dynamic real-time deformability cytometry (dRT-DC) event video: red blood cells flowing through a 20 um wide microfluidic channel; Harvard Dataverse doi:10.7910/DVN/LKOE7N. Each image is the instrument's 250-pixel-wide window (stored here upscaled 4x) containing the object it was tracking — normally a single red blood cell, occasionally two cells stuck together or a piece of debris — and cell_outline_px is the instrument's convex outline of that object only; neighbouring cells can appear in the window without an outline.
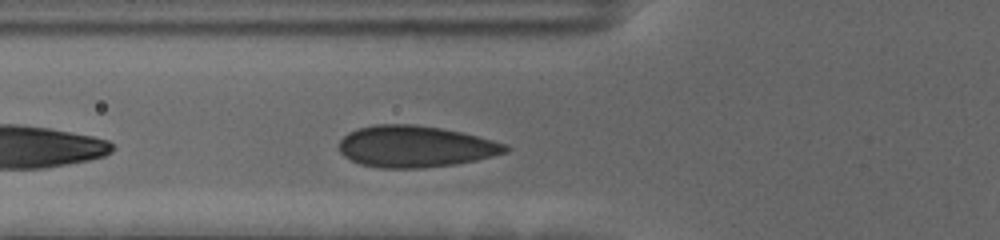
{"species": "human", "species_latin": "Homo sapiens", "temperature_condition": "cold", "stored_images_in_passage": 41, "camera_frame_rate_fps": 3000, "um_per_image_px": 0.085, "donor": {"sex": "female"}, "frame": {"image": 1, "passage_image": 5, "time_ms": 1.333, "image_size_px": [1000, 240], "cell_outline_px": [[512, 148], [508, 152], [476, 160], [456, 164], [420, 168], [380, 168], [360, 164], [344, 156], [340, 152], [340, 140], [348, 132], [356, 128], [376, 124], [416, 124], [464, 132], [492, 140], [504, 144]], "centroid_in_image_um": [35.3, 12.45], "position_along_channel_um": 90.5, "area_um2": 40.4}}
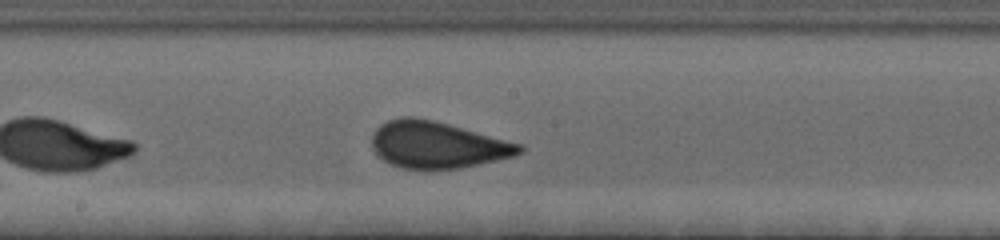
{"frame": {"image": 2, "passage_image": 15, "time_ms": 4.667, "image_size_px": [1000, 240], "cell_outline_px": [[524, 152], [516, 156], [460, 168], [400, 168], [388, 164], [372, 148], [372, 136], [376, 128], [380, 124], [388, 120], [400, 116], [412, 116], [436, 120], [524, 144]], "centroid_in_image_um": [37.21, 12.29], "position_along_channel_um": 211.0, "area_um2": 40.52}}
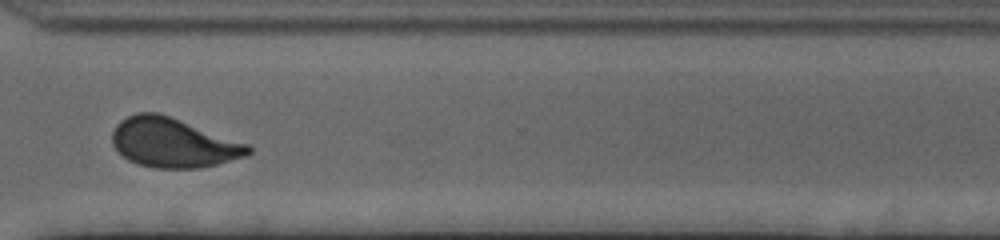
{"frame": {"image": 3, "passage_image": 27, "time_ms": 8.667, "image_size_px": [1000, 240], "cell_outline_px": [[252, 152], [248, 156], [200, 168], [152, 168], [136, 164], [128, 160], [112, 144], [112, 132], [116, 124], [120, 120], [136, 112], [156, 112], [168, 116], [248, 144], [252, 148]], "centroid_in_image_um": [14.7, 12.15], "position_along_channel_um": 355.9, "area_um2": 38.96}, "authors_computed_cell_mechanics": {"area_um2": 39.1884, "velocity_mm_per_s": 3.6169, "shape_relaxation_time_tau1_ms": 6.8586, "shape_relaxation_time_tau2_ms": null, "deformation_change_tau1": 0.1429, "deformation_change_tau2": null}}